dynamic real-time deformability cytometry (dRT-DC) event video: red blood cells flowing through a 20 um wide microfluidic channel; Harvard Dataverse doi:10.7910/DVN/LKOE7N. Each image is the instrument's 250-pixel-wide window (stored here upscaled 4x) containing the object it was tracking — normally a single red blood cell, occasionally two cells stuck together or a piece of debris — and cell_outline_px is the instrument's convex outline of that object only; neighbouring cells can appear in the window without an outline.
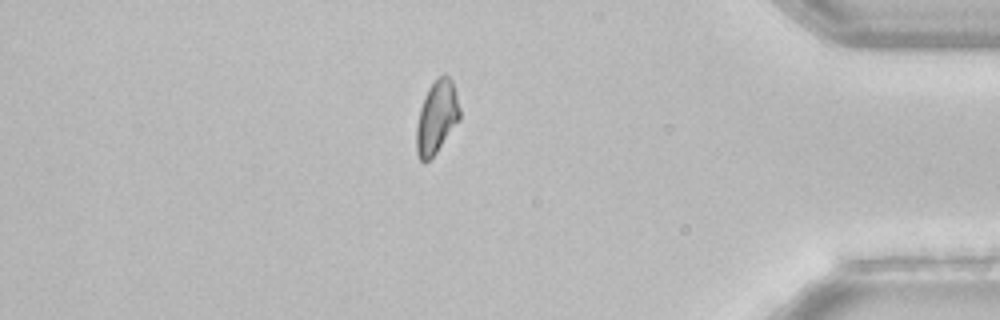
{"species": "common noctule bat (a hibernating species)", "species_latin": "Nyctalus noctula", "temperature_condition": "room temperature", "stored_images_in_passage": 39, "camera_frame_rate_fps": 3000, "um_per_image_px": 0.085, "animal": {"sex": "female", "body_mass_g": 22.7, "forearm_length_mm": 54.2}, "frame": {"image": 1, "passage_image": 34, "time_ms": 11.0, "image_size_px": [1000, 320], "cell_outline_px": [[460, 120], [436, 152], [428, 160], [420, 160], [416, 152], [416, 124], [420, 108], [424, 96], [428, 88], [440, 76], [448, 76], [452, 80], [460, 108]], "centroid_in_image_um": [37.11, 9.96], "position_along_channel_um": 398.1, "area_um2": 18.21}, "authors_computed_cell_mechanics": {"area_um2": 19.2474, "velocity_mm_per_s": 3.8648, "shape_relaxation_time_tau1_ms": 7.6393, "shape_relaxation_time_tau2_ms": null, "deformation_change_tau1": 0.1553, "deformation_change_tau2": null}}